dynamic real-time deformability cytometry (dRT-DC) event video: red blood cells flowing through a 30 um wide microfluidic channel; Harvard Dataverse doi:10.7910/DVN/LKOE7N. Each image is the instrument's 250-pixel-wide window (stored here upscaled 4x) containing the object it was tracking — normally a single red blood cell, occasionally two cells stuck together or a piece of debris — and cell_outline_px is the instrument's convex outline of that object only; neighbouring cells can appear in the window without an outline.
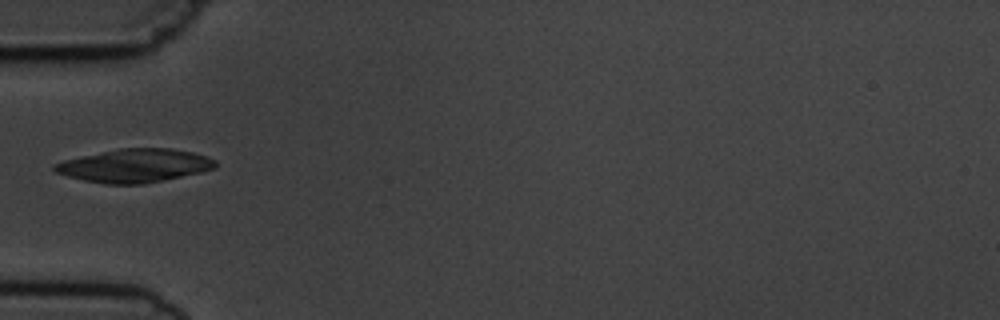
{"species": "common noctule bat (a hibernating species)", "species_latin": "Nyctalus noctula", "temperature_condition": "cold", "stored_images_in_passage": 5, "camera_frame_rate_fps": 3000, "um_per_image_px": 0.085, "animal": {"sex": "male", "body_mass_g": 19.5, "forearm_length_mm": 54.6}, "frame": {"image": 1, "passage_image": 5, "time_ms": 4.333, "image_size_px": [1000, 320], "cell_outline_px": [[216, 168], [204, 172], [144, 184], [104, 184], [84, 180], [68, 176], [56, 172], [52, 168], [52, 164], [64, 160], [120, 148], [172, 148], [192, 152], [216, 160]], "centroid_in_image_um": [11.47, 14.08], "position_along_channel_um": 73.5, "area_um2": 31.27}}